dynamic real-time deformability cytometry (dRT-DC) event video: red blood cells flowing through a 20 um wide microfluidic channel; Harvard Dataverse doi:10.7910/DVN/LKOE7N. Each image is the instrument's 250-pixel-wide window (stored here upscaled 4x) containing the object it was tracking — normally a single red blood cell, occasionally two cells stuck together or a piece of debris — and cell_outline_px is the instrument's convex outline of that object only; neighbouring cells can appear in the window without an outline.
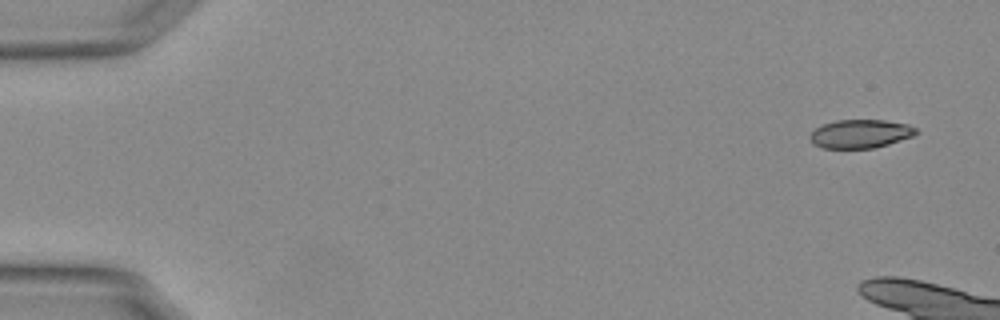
{"species": "Egyptian fruit bat (a non-hibernating species)", "species_latin": "Rousettus aegyptiacus", "temperature_condition": "warm", "stored_images_in_passage": 8, "camera_frame_rate_fps": 3000, "um_per_image_px": 0.085, "animal": {"sex": "female"}, "frame": {"image": 1, "passage_image": 1, "time_ms": 0.0, "image_size_px": [1000, 320], "cell_outline_px": [[920, 132], [912, 136], [888, 144], [872, 148], [820, 148], [812, 144], [808, 136], [816, 128], [824, 124], [836, 120], [884, 120], [908, 124], [916, 128]], "centroid_in_image_um": [73.11, 11.37], "position_along_channel_um": 11.9, "area_um2": 17.69}}